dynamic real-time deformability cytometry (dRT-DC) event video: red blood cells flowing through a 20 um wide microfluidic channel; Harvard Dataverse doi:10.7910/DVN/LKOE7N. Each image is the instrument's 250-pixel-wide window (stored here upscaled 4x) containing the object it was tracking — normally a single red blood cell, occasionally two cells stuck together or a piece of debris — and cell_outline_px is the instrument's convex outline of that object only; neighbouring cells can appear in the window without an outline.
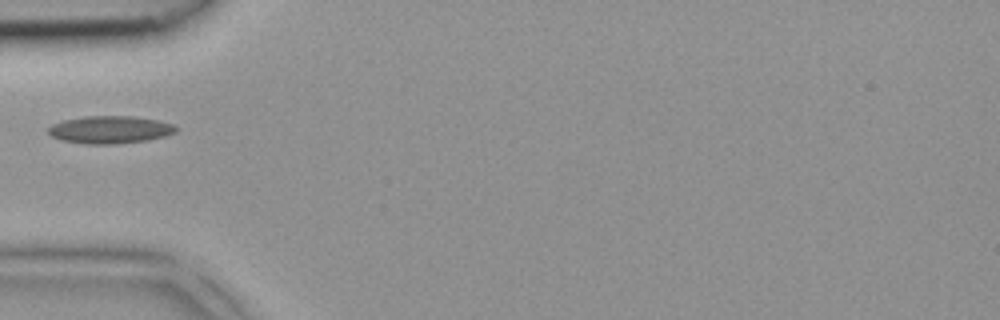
{"species": "common noctule bat (a hibernating species)", "species_latin": "Nyctalus noctula", "temperature_condition": "room temperature", "stored_images_in_passage": 3, "camera_frame_rate_fps": 3000, "um_per_image_px": 0.085, "animal": {"sex": "female", "body_mass_g": 18.4}, "frame": {"image": 1, "passage_image": 3, "time_ms": 0.667, "image_size_px": [1000, 320], "cell_outline_px": [[180, 128], [176, 132], [164, 136], [148, 140], [112, 144], [84, 144], [60, 140], [52, 136], [48, 132], [48, 128], [52, 124], [64, 120], [84, 116], [132, 116], [156, 120], [172, 124]], "centroid_in_image_um": [9.34, 11.02], "position_along_channel_um": 75.7, "area_um2": 20.52}}